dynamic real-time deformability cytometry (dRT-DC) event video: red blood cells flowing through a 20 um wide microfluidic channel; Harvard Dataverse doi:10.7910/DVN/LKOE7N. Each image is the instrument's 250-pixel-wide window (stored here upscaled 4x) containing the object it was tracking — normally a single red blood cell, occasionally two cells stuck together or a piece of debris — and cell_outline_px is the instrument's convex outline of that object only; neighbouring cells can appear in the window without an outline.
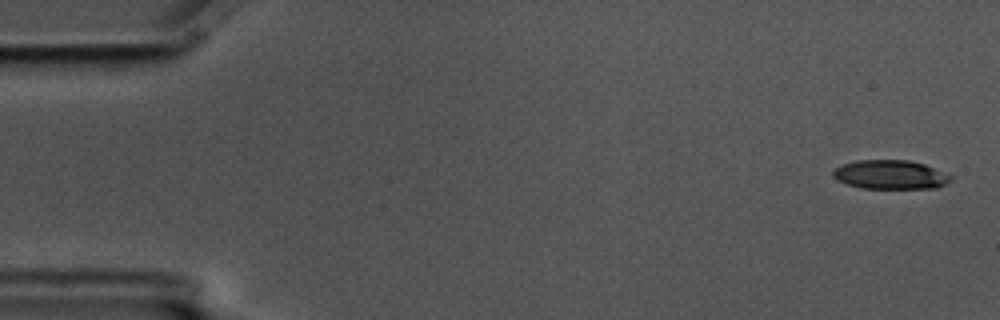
{"species": "common noctule bat (a hibernating species)", "species_latin": "Nyctalus noctula", "temperature_condition": "cold", "stored_images_in_passage": 10, "camera_frame_rate_fps": 3000, "um_per_image_px": 0.085, "animal": {"sex": "male", "body_mass_g": 17.5, "forearm_length_mm": 52.3}, "frame": {"image": 1, "passage_image": 2, "time_ms": 0.333, "image_size_px": [1000, 320], "cell_outline_px": [[952, 180], [936, 188], [860, 188], [836, 180], [832, 176], [832, 172], [836, 168], [844, 164], [856, 160], [908, 160], [924, 164], [952, 176]], "centroid_in_image_um": [75.66, 14.85], "position_along_channel_um": 9.3, "area_um2": 19.77}}